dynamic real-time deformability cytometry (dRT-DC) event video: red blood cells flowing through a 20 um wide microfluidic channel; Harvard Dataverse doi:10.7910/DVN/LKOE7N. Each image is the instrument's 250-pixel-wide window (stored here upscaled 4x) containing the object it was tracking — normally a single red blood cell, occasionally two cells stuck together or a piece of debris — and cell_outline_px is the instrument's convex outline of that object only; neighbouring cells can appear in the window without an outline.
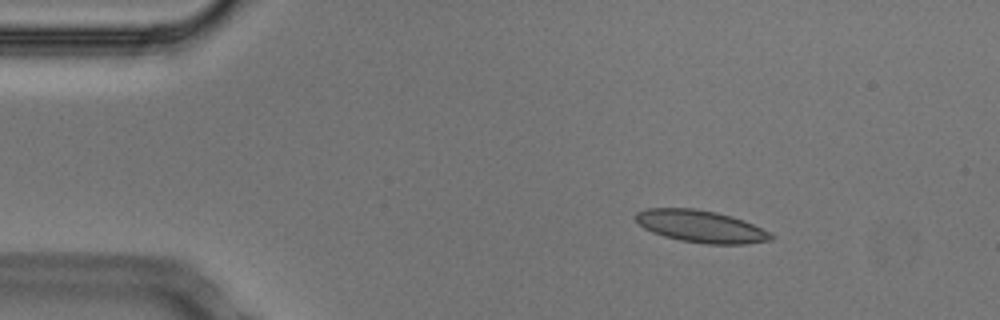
{"species": "Egyptian fruit bat (a non-hibernating species)", "species_latin": "Rousettus aegyptiacus", "temperature_condition": "cold", "stored_images_in_passage": 46, "camera_frame_rate_fps": 3000, "um_per_image_px": 0.085, "animal": {"sex": "male"}, "frame": {"image": 1, "passage_image": 1, "time_ms": 0.0, "image_size_px": [1000, 320], "cell_outline_px": [[776, 236], [772, 240], [744, 244], [708, 244], [680, 240], [664, 236], [652, 232], [644, 228], [636, 220], [636, 212], [648, 208], [696, 208], [716, 212], [732, 216], [744, 220]], "centroid_in_image_um": [59.58, 19.24], "position_along_channel_um": 25.4, "area_um2": 25.26}}
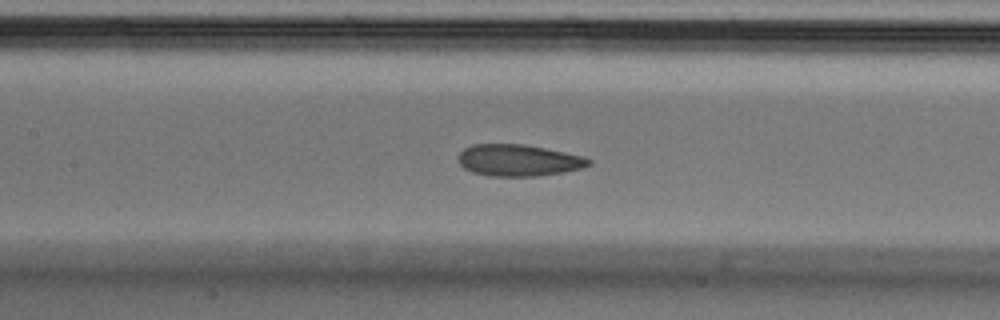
{"frame": {"image": 2, "passage_image": 17, "time_ms": 5.333, "image_size_px": [1000, 320], "cell_outline_px": [[592, 164], [584, 168], [564, 172], [540, 176], [488, 176], [472, 172], [464, 168], [460, 164], [456, 156], [464, 148], [472, 144], [524, 144], [584, 156], [592, 160]], "centroid_in_image_um": [44.08, 13.63], "position_along_channel_um": 163.3, "area_um2": 24.33}}
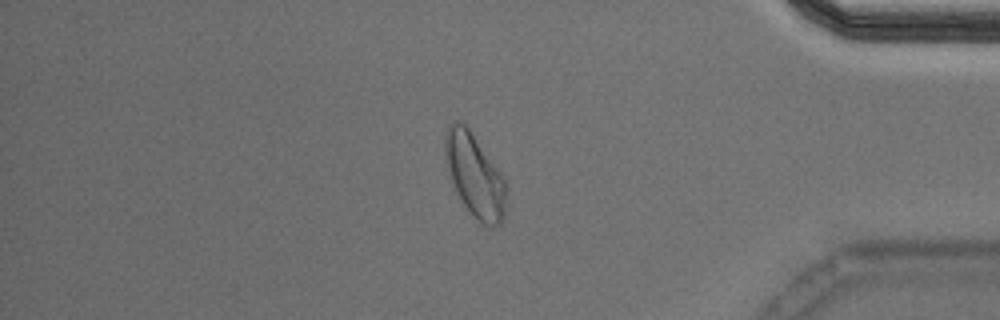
{"frame": {"image": 3, "passage_image": 38, "time_ms": 12.333, "image_size_px": [1000, 320], "cell_outline_px": [[508, 184], [504, 216], [500, 224], [492, 228], [488, 228], [472, 216], [464, 204], [452, 180], [448, 168], [444, 148], [444, 136], [448, 128], [456, 120], [460, 120], [468, 128], [504, 176]], "centroid_in_image_um": [40.4, 14.94], "position_along_channel_um": 394.8, "area_um2": 29.48}, "authors_computed_cell_mechanics": {"area_um2": 25.1141, "velocity_mm_per_s": 3.7291, "shape_relaxation_time_tau1_ms": null, "shape_relaxation_time_tau2_ms": 1.8125, "deformation_change_tau1": null, "deformation_change_tau2": 0.0822}}